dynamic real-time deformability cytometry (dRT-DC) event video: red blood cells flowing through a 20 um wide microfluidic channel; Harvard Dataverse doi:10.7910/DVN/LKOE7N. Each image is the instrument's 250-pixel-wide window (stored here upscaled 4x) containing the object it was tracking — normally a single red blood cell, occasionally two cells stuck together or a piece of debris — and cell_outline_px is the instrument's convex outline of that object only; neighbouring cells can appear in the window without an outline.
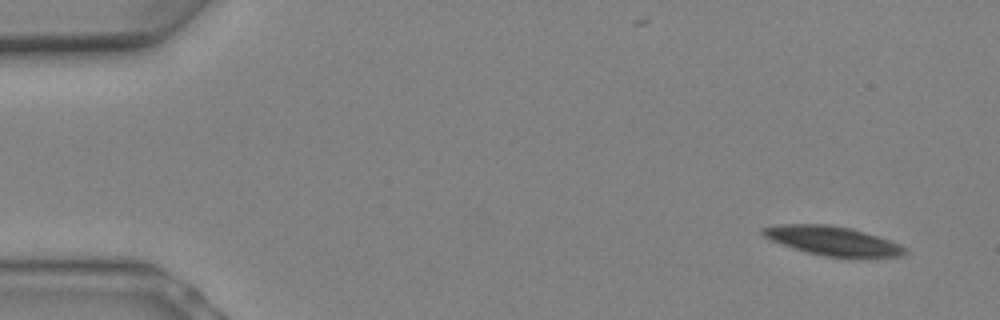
{"species": "Egyptian fruit bat (a non-hibernating species)", "species_latin": "Rousettus aegyptiacus", "temperature_condition": "warm", "stored_images_in_passage": 10, "camera_frame_rate_fps": 3000, "um_per_image_px": 0.085, "animal": {"sex": "female"}, "frame": {"image": 1, "passage_image": 1, "time_ms": 0.0, "image_size_px": [1000, 320], "cell_outline_px": [[908, 252], [904, 256], [824, 256], [792, 248], [772, 240], [764, 236], [760, 232], [760, 228], [776, 224], [828, 224], [852, 228], [900, 244], [908, 248]], "centroid_in_image_um": [70.74, 20.44], "position_along_channel_um": 14.3, "area_um2": 23.81}}